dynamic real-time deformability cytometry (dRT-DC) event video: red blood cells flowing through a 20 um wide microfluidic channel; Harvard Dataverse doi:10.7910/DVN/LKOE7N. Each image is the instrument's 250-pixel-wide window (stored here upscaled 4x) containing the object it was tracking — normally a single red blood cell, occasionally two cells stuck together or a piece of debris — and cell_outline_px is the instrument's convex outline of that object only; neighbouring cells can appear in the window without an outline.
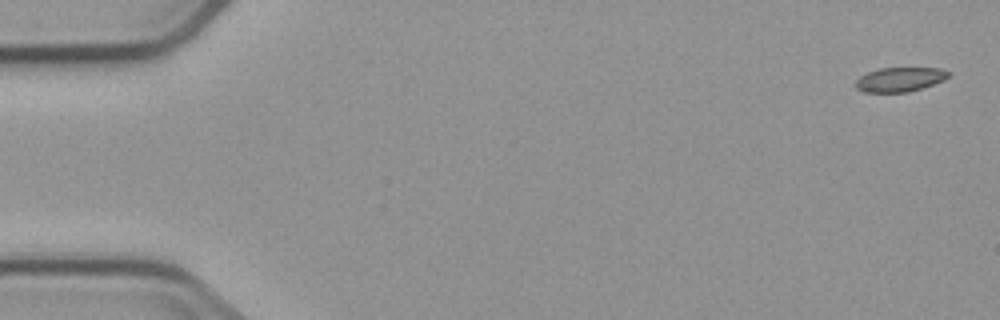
{"species": "common noctule bat (a hibernating species)", "species_latin": "Nyctalus noctula", "temperature_condition": "cold", "stored_images_in_passage": 4, "camera_frame_rate_fps": 3000, "um_per_image_px": 0.085, "animal": {"sex": "male", "body_mass_g": 23.1, "forearm_length_mm": 52.7}, "frame": {"image": 1, "passage_image": 1, "time_ms": 0.0, "image_size_px": [1000, 320], "cell_outline_px": [[948, 76], [944, 80], [908, 92], [864, 92], [856, 88], [856, 80], [860, 76], [868, 72], [880, 68], [940, 68], [948, 72]], "centroid_in_image_um": [76.45, 6.75], "position_along_channel_um": 8.5, "area_um2": 12.95}}